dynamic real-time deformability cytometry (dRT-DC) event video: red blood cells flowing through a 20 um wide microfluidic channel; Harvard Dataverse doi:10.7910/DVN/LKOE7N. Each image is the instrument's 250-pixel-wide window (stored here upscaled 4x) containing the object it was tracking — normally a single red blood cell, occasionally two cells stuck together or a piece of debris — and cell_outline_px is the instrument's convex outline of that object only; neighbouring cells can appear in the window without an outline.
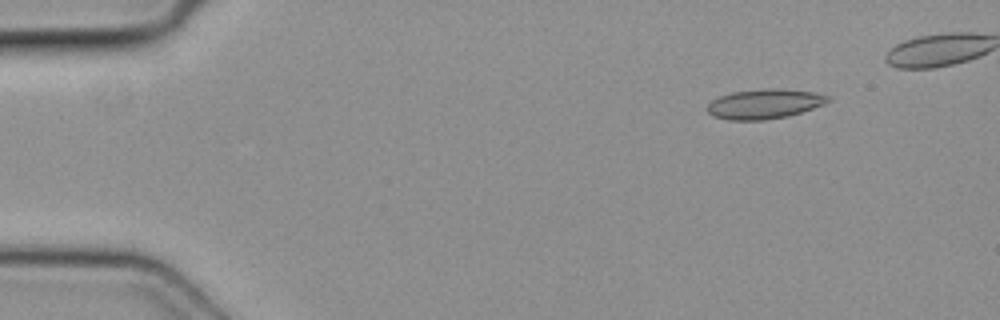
{"species": "common noctule bat (a hibernating species)", "species_latin": "Nyctalus noctula", "temperature_condition": "cold", "stored_images_in_passage": 3, "camera_frame_rate_fps": 3000, "um_per_image_px": 0.085, "animal": {"sex": "female", "body_mass_g": 19.3, "forearm_length_mm": 54.1}, "frame": {"image": 1, "passage_image": 1, "time_ms": 0.0, "image_size_px": [1000, 320], "cell_outline_px": [[832, 100], [824, 104], [788, 116], [764, 120], [728, 120], [712, 116], [704, 108], [712, 100], [720, 96], [732, 92], [764, 88], [780, 88], [812, 92], [828, 96]], "centroid_in_image_um": [64.93, 8.83], "position_along_channel_um": 20.1, "area_um2": 20.98}}